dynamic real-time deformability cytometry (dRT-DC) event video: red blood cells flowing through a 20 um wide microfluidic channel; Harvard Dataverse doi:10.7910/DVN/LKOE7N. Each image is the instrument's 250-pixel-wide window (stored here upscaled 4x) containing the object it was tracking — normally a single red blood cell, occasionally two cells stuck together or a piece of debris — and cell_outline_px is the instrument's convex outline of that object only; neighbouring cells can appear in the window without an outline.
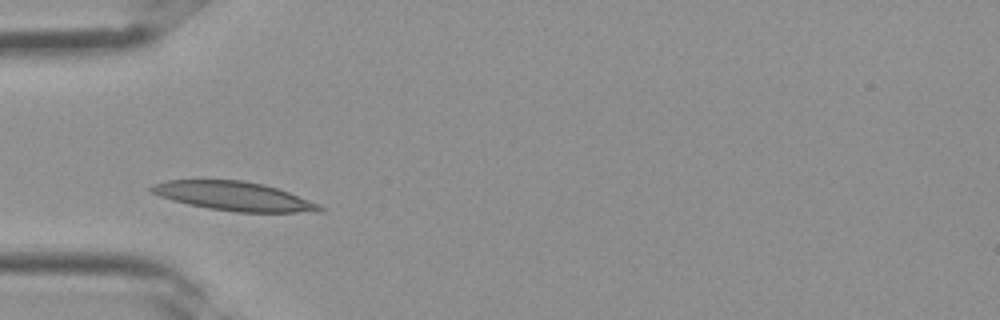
{"species": "Egyptian fruit bat (a non-hibernating species)", "species_latin": "Rousettus aegyptiacus", "temperature_condition": "room temperature", "stored_images_in_passage": 2, "camera_frame_rate_fps": 3000, "um_per_image_px": 0.085, "frame": {"image": 1, "passage_image": 2, "time_ms": 0.333, "image_size_px": [1000, 320], "cell_outline_px": [[324, 212], [236, 212], [208, 208], [188, 204], [172, 200], [160, 196], [152, 192], [148, 188], [152, 184], [168, 180], [244, 180], [264, 184], [288, 192], [316, 204], [324, 208]], "centroid_in_image_um": [19.84, 16.67], "position_along_channel_um": 65.2, "area_um2": 28.15}}